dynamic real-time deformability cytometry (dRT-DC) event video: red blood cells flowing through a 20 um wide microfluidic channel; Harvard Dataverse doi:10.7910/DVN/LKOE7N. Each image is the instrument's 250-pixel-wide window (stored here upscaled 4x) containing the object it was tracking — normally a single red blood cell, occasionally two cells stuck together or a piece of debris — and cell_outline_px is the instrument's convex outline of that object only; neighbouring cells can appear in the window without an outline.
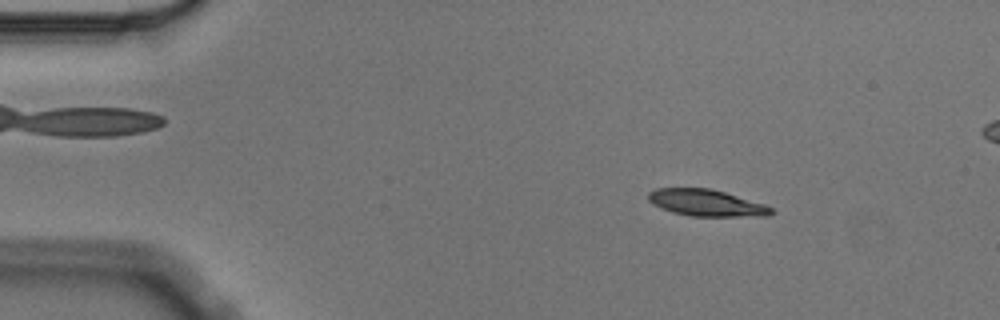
{"species": "Egyptian fruit bat (a non-hibernating species)", "species_latin": "Rousettus aegyptiacus", "temperature_condition": "cold", "stored_images_in_passage": 4, "camera_frame_rate_fps": 3000, "um_per_image_px": 0.085, "animal": {"sex": "male"}, "frame": {"image": 1, "passage_image": 2, "time_ms": 0.333, "image_size_px": [1000, 320], "cell_outline_px": [[776, 212], [768, 216], [688, 216], [672, 212], [652, 204], [648, 200], [648, 192], [656, 188], [712, 188], [764, 204], [772, 208]], "centroid_in_image_um": [60.04, 17.24], "position_along_channel_um": 25.0, "area_um2": 19.19}}